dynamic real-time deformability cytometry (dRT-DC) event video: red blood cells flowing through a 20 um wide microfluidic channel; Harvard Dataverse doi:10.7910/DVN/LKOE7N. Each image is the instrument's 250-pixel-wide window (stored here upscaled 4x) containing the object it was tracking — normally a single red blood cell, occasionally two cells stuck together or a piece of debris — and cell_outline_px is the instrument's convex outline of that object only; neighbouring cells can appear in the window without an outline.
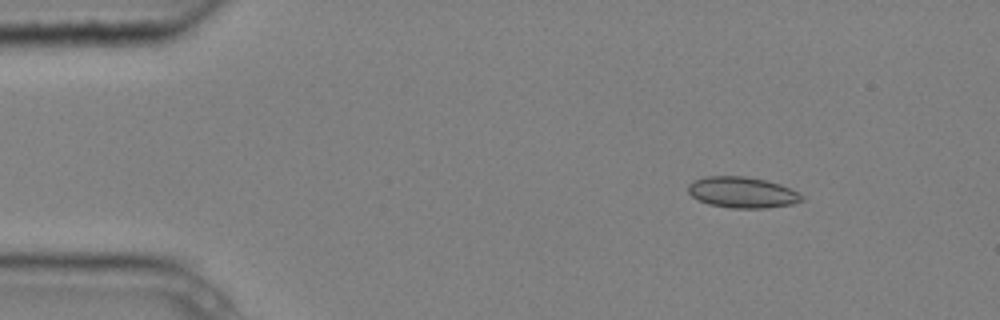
{"species": "common noctule bat (a hibernating species)", "species_latin": "Nyctalus noctula", "temperature_condition": "cold", "stored_images_in_passage": 4, "camera_frame_rate_fps": 3000, "um_per_image_px": 0.085, "animal": {"sex": "male", "body_mass_g": 20.4}, "frame": {"image": 1, "passage_image": 2, "time_ms": 0.333, "image_size_px": [1000, 320], "cell_outline_px": [[804, 200], [792, 204], [764, 208], [732, 208], [708, 204], [692, 196], [688, 192], [688, 184], [704, 176], [744, 176], [768, 180], [780, 184], [804, 196]], "centroid_in_image_um": [63.09, 16.35], "position_along_channel_um": 21.9, "area_um2": 20.46}}
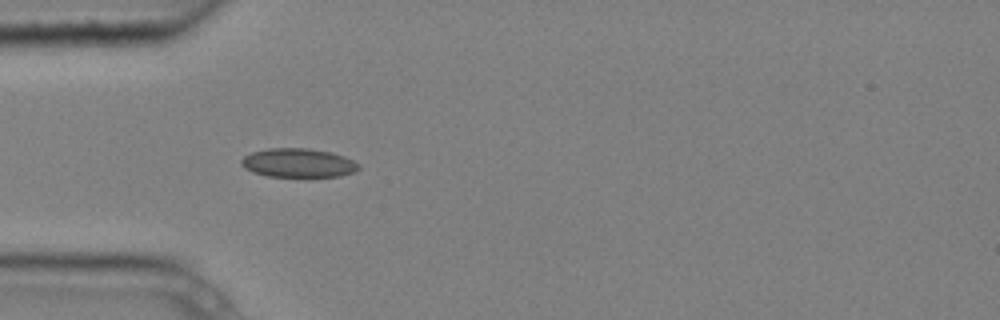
{"frame": {"image": 2, "passage_image": 4, "time_ms": 1.0, "image_size_px": [1000, 320], "cell_outline_px": [[360, 168], [356, 172], [340, 176], [308, 180], [268, 176], [252, 172], [244, 168], [240, 164], [240, 160], [244, 156], [252, 152], [268, 148], [308, 148], [332, 152], [344, 156], [360, 164]], "centroid_in_image_um": [25.38, 13.9], "position_along_channel_um": 59.6, "area_um2": 20.92}}